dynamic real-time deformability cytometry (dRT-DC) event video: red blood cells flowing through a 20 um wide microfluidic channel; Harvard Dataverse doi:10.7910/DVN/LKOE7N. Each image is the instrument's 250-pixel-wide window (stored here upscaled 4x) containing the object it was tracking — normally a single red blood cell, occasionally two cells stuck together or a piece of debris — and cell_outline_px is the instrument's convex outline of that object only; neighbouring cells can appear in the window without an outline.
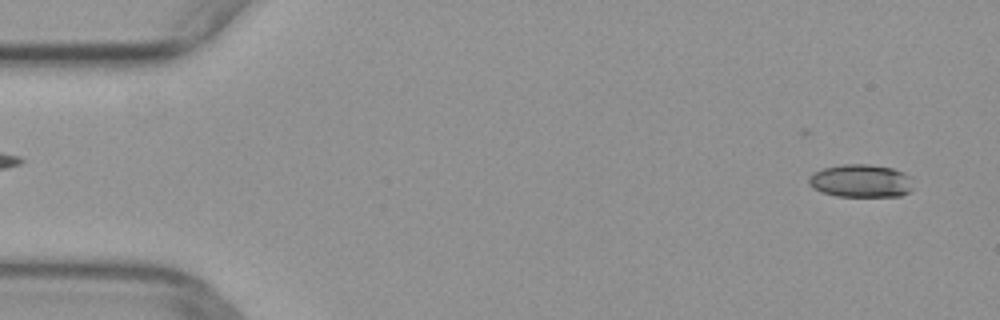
{"species": "common noctule bat (a hibernating species)", "species_latin": "Nyctalus noctula", "temperature_condition": "warm", "stored_images_in_passage": 49, "camera_frame_rate_fps": 3000, "um_per_image_px": 0.085, "animal": {"sex": "female", "body_mass_g": 29.2, "forearm_length_mm": 56.3}, "frame": {"image": 1, "passage_image": 2, "time_ms": 0.333, "image_size_px": [1000, 320], "cell_outline_px": [[912, 188], [908, 192], [900, 196], [836, 196], [820, 192], [812, 188], [808, 184], [808, 176], [812, 172], [824, 168], [844, 164], [868, 164], [892, 168], [904, 172], [912, 176]], "centroid_in_image_um": [73.15, 15.37], "position_along_channel_um": 11.8, "area_um2": 20.35}}
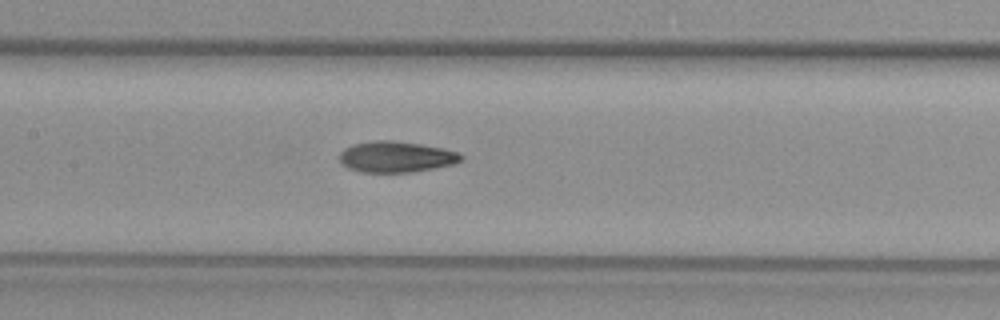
{"frame": {"image": 2, "passage_image": 23, "time_ms": 7.333, "image_size_px": [1000, 320], "cell_outline_px": [[464, 160], [456, 164], [412, 172], [360, 172], [348, 168], [340, 160], [340, 152], [344, 148], [352, 144], [376, 140], [392, 140], [420, 144], [444, 148], [460, 152], [464, 156]], "centroid_in_image_um": [33.73, 13.33], "position_along_channel_um": 173.7, "area_um2": 22.2}}
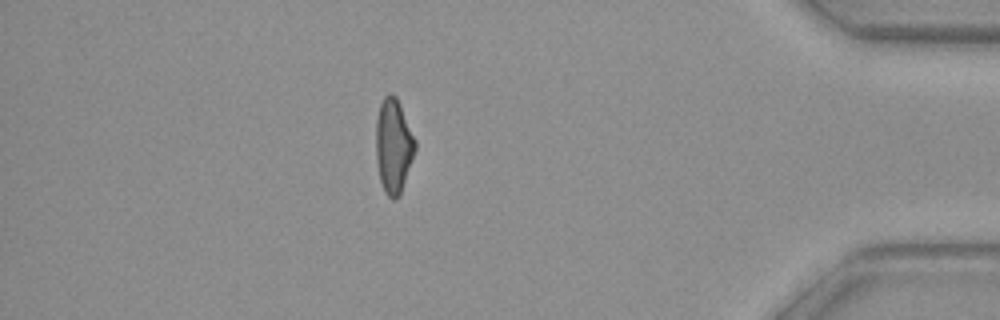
{"frame": {"image": 3, "passage_image": 43, "time_ms": 14.0, "image_size_px": [1000, 320], "cell_outline_px": [[416, 148], [400, 196], [396, 200], [392, 200], [384, 192], [380, 180], [376, 160], [376, 120], [380, 104], [384, 96], [388, 92], [392, 92], [396, 96], [400, 104], [416, 140]], "centroid_in_image_um": [33.44, 12.4], "position_along_channel_um": 401.8, "area_um2": 21.79}}